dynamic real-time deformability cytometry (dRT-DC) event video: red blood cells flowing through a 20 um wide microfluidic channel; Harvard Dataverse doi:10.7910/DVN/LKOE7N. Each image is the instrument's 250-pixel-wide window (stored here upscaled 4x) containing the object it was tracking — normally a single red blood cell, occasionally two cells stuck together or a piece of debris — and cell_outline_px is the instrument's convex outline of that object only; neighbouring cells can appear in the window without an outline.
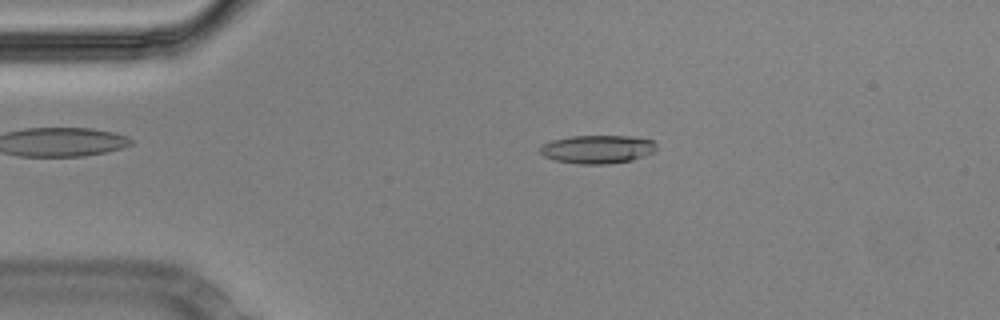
{"species": "Egyptian fruit bat (a non-hibernating species)", "species_latin": "Rousettus aegyptiacus", "temperature_condition": "cold", "stored_images_in_passage": 55, "segment_of_instrument_passage": [1, 2], "camera_frame_rate_fps": 3000, "um_per_image_px": 0.085, "animal": {"sex": "male"}, "frame": {"image": 1, "passage_image": 11, "time_ms": 3.333, "image_size_px": [1000, 320], "cell_outline_px": [[656, 152], [632, 160], [608, 164], [580, 164], [556, 160], [544, 156], [540, 152], [540, 148], [544, 144], [552, 140], [572, 136], [632, 136], [652, 140], [656, 144]], "centroid_in_image_um": [50.83, 12.68], "position_along_channel_um": 34.2, "area_um2": 19.19}}
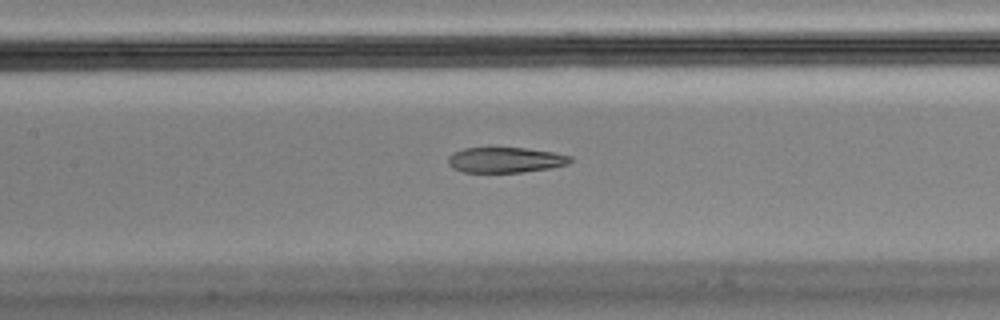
{"frame": {"image": 2, "passage_image": 25, "time_ms": 8.0, "image_size_px": [1000, 320], "cell_outline_px": [[572, 160], [568, 164], [548, 168], [520, 172], [464, 172], [452, 168], [448, 164], [448, 156], [452, 152], [464, 148], [524, 148], [552, 152], [572, 156]], "centroid_in_image_um": [42.92, 13.59], "position_along_channel_um": 164.5, "area_um2": 17.98}}
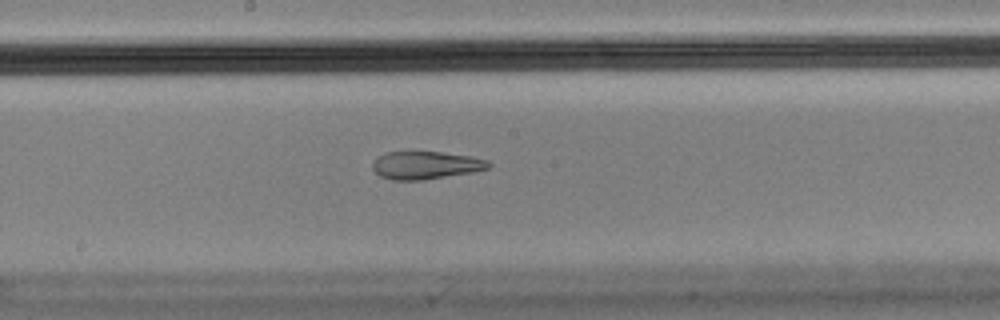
{"frame": {"image": 3, "passage_image": 29, "time_ms": 9.333, "image_size_px": [1000, 320], "cell_outline_px": [[492, 164], [488, 168], [472, 172], [420, 180], [392, 180], [380, 176], [372, 168], [372, 160], [376, 156], [384, 152], [440, 152], [468, 156], [488, 160]], "centroid_in_image_um": [36.12, 14.04], "position_along_channel_um": 212.1, "area_um2": 18.73}}